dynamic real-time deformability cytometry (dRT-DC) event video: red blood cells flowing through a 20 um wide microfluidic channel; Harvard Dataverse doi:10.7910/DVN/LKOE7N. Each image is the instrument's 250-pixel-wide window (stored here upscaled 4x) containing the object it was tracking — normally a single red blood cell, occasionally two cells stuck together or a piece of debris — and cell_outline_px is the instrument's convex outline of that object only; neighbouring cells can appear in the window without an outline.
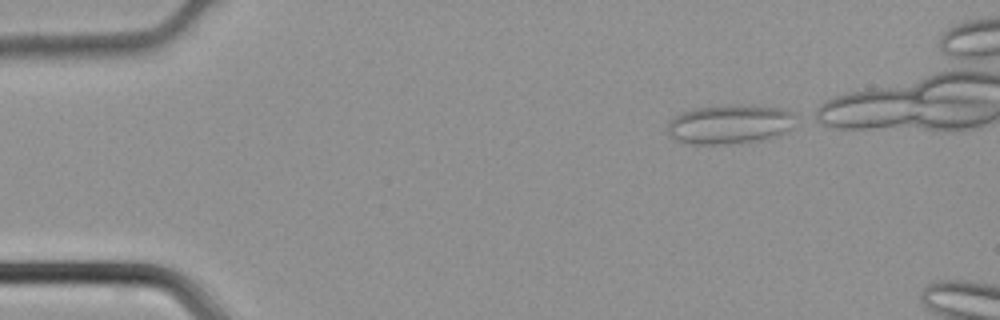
{"species": "common noctule bat (a hibernating species)", "species_latin": "Nyctalus noctula", "temperature_condition": "cold", "stored_images_in_passage": 7, "camera_frame_rate_fps": 3000, "um_per_image_px": 0.085, "animal": {"sex": "male", "body_mass_g": 21.5, "forearm_length_mm": 52.0}, "frame": {"image": 1, "passage_image": 1, "time_ms": 0.0, "image_size_px": [1000, 320], "cell_outline_px": [[796, 116], [788, 128], [780, 136], [764, 140], [728, 144], [692, 144], [676, 140], [668, 136], [668, 124], [676, 116], [684, 112], [700, 108], [780, 108], [796, 112]], "centroid_in_image_um": [62.03, 10.64], "position_along_channel_um": 23.0, "area_um2": 28.03}}